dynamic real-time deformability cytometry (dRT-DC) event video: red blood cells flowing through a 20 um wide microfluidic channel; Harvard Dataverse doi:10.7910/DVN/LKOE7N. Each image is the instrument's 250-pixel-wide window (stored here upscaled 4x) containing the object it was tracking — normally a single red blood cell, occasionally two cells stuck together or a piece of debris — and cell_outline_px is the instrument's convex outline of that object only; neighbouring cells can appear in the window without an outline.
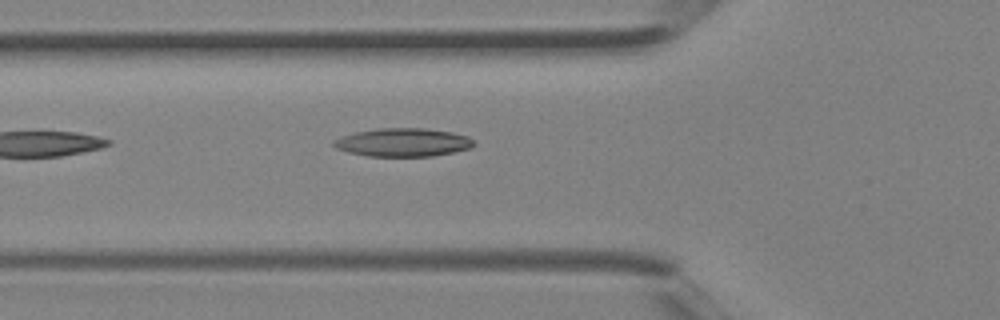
{"species": "Egyptian fruit bat (a non-hibernating species)", "species_latin": "Rousettus aegyptiacus", "temperature_condition": "room temperature", "stored_images_in_passage": 4, "camera_frame_rate_fps": 3000, "um_per_image_px": 0.085, "animal": {"sex": "female"}, "frame": {"image": 1, "passage_image": 4, "time_ms": 1.0, "image_size_px": [1000, 320], "cell_outline_px": [[476, 144], [468, 148], [452, 152], [432, 156], [368, 156], [348, 152], [336, 148], [332, 144], [332, 140], [340, 136], [356, 132], [376, 128], [424, 128], [452, 132], [468, 136]], "centroid_in_image_um": [34.21, 12.09], "position_along_channel_um": 91.6, "area_um2": 23.12}}